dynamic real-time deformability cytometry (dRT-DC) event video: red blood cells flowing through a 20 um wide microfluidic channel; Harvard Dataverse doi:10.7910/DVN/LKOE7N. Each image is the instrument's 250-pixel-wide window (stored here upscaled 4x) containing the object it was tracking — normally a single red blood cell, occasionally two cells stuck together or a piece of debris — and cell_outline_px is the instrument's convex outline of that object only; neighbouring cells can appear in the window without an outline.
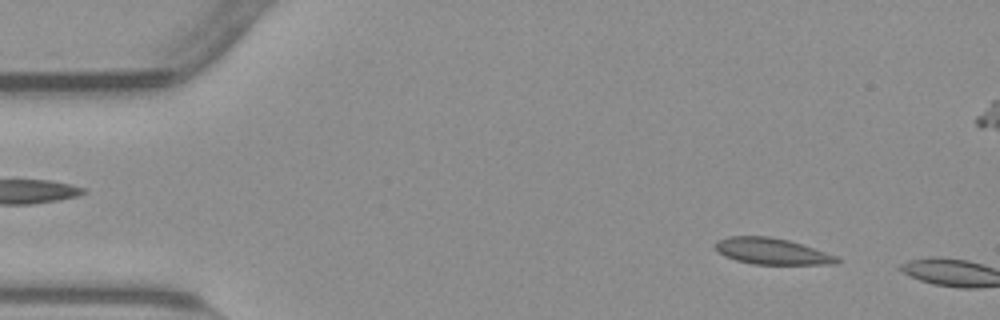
{"species": "common noctule bat (a hibernating species)", "species_latin": "Nyctalus noctula", "temperature_condition": "warm", "stored_images_in_passage": 7, "camera_frame_rate_fps": 3000, "um_per_image_px": 0.085, "animal": {"sex": "male", "body_mass_g": 23.1, "forearm_length_mm": 52.7}, "frame": {"image": 1, "passage_image": 5, "time_ms": 1.333, "image_size_px": [1000, 320], "cell_outline_px": [[840, 260], [836, 264], [752, 264], [736, 260], [724, 256], [716, 252], [716, 240], [728, 236], [772, 236], [788, 240], [836, 256]], "centroid_in_image_um": [65.54, 21.35], "position_along_channel_um": 19.5, "area_um2": 18.5}}